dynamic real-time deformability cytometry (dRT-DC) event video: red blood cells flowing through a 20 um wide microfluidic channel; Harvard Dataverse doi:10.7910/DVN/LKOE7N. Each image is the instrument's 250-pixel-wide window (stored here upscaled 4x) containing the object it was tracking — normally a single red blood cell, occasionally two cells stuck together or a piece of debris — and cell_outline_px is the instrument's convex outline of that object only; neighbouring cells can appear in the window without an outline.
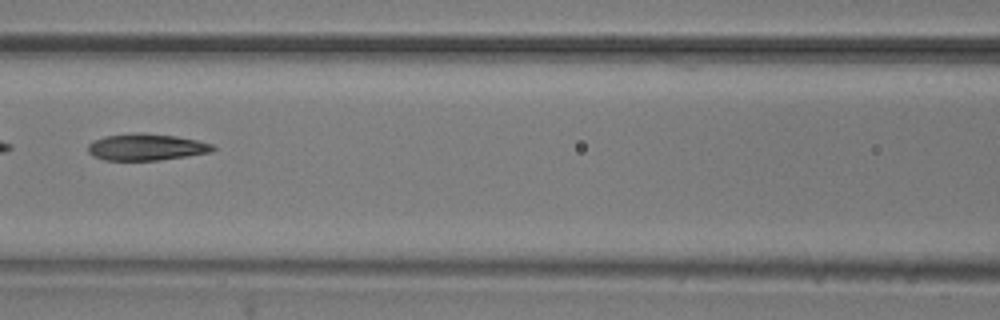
{"species": "common noctule bat (a hibernating species)", "species_latin": "Nyctalus noctula", "temperature_condition": "room temperature", "stored_images_in_passage": 6, "camera_frame_rate_fps": 3000, "um_per_image_px": 0.085, "animal": {"sex": "male", "body_mass_g": 20.5, "forearm_length_mm": 52.5}, "frame": {"image": 1, "passage_image": 6, "time_ms": 5.667, "image_size_px": [1000, 320], "cell_outline_px": [[216, 148], [212, 152], [156, 160], [104, 160], [92, 156], [88, 152], [88, 144], [92, 140], [104, 136], [136, 132], [140, 132], [176, 136], [196, 140], [212, 144]], "centroid_in_image_um": [12.38, 12.49], "position_along_channel_um": 154.2, "area_um2": 19.42}}